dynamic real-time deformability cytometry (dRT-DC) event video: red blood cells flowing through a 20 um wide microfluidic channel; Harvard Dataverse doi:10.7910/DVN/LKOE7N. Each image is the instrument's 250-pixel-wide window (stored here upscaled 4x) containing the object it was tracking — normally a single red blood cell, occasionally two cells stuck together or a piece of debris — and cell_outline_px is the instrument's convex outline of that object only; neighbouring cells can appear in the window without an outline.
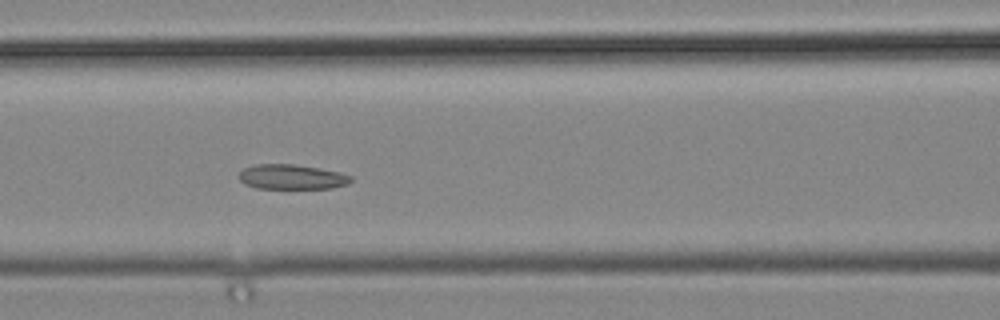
{"species": "common noctule bat (a hibernating species)", "species_latin": "Nyctalus noctula", "temperature_condition": "cold", "stored_images_in_passage": 17, "camera_frame_rate_fps": 3000, "um_per_image_px": 0.085, "animal": {"sex": "male", "body_mass_g": 19.2, "forearm_length_mm": 51.8}, "frame": {"image": 1, "passage_image": 13, "time_ms": 4.0, "image_size_px": [1000, 320], "cell_outline_px": [[352, 180], [348, 184], [332, 188], [256, 188], [244, 184], [240, 180], [240, 172], [244, 168], [256, 164], [292, 164], [320, 168], [340, 172], [352, 176]], "centroid_in_image_um": [24.82, 15.03], "position_along_channel_um": 141.8, "area_um2": 16.18}}
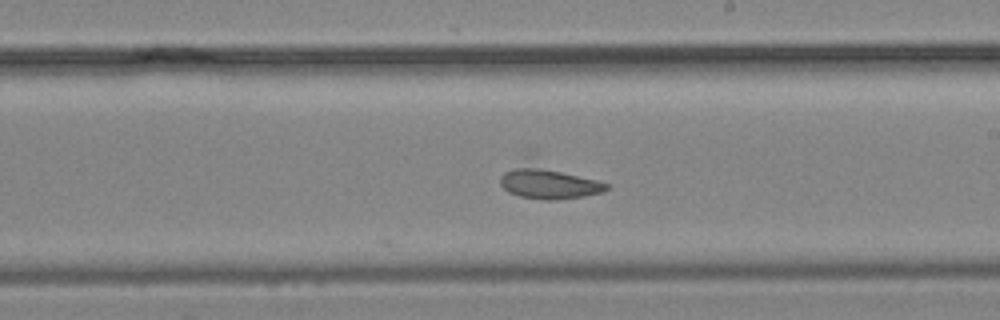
{"frame": {"image": 2, "passage_image": 17, "time_ms": 5.333, "image_size_px": [1000, 320], "cell_outline_px": [[608, 188], [604, 192], [584, 196], [556, 200], [544, 200], [520, 196], [508, 192], [500, 184], [500, 176], [504, 172], [516, 168], [540, 168], [560, 172], [596, 180], [608, 184]], "centroid_in_image_um": [46.66, 15.67], "position_along_channel_um": 242.3, "area_um2": 17.92}}